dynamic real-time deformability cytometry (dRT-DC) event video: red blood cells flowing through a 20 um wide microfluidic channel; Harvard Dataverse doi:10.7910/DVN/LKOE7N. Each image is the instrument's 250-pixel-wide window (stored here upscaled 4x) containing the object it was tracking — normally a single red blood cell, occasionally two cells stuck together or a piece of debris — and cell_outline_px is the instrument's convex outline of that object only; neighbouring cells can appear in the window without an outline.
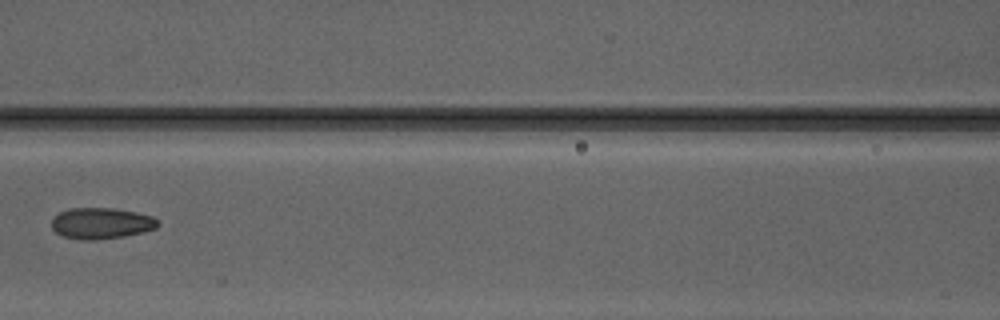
{"species": "Egyptian fruit bat (a non-hibernating species)", "species_latin": "Rousettus aegyptiacus", "temperature_condition": "warm", "stored_images_in_passage": 4, "camera_frame_rate_fps": 3000, "um_per_image_px": 0.085, "animal": {"sex": "male"}, "frame": {"image": 1, "passage_image": 4, "time_ms": 3.667, "image_size_px": [1000, 320], "cell_outline_px": [[160, 224], [156, 228], [124, 236], [96, 240], [80, 240], [64, 236], [56, 232], [52, 228], [52, 216], [68, 208], [116, 208], [136, 212], [152, 216], [160, 220]], "centroid_in_image_um": [8.6, 18.97], "position_along_channel_um": 158.0, "area_um2": 19.42}}